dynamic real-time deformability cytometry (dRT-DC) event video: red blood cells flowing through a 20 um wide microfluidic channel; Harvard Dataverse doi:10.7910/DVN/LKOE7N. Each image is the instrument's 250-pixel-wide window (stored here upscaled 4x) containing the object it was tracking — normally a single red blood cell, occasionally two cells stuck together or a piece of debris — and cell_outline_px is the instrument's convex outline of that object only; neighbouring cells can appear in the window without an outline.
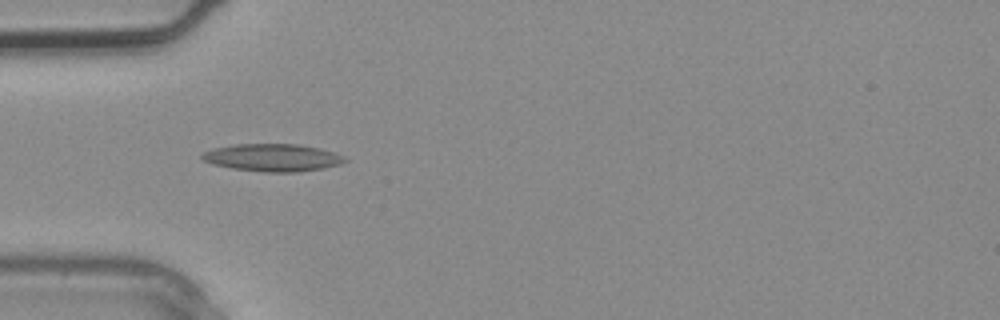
{"species": "common noctule bat (a hibernating species)", "species_latin": "Nyctalus noctula", "temperature_condition": "warm", "stored_images_in_passage": 1, "camera_frame_rate_fps": 3000, "um_per_image_px": 0.085, "animal": {"sex": "male", "body_mass_g": 20.4}, "frame": {"image": 1, "passage_image": 1, "time_ms": 0.0, "image_size_px": [1000, 320], "cell_outline_px": [[348, 160], [340, 164], [324, 168], [296, 172], [264, 172], [232, 168], [212, 164], [204, 160], [200, 156], [204, 152], [212, 148], [232, 144], [296, 144], [320, 148], [344, 156]], "centroid_in_image_um": [23.16, 13.39], "position_along_channel_um": 61.8, "area_um2": 22.89}}